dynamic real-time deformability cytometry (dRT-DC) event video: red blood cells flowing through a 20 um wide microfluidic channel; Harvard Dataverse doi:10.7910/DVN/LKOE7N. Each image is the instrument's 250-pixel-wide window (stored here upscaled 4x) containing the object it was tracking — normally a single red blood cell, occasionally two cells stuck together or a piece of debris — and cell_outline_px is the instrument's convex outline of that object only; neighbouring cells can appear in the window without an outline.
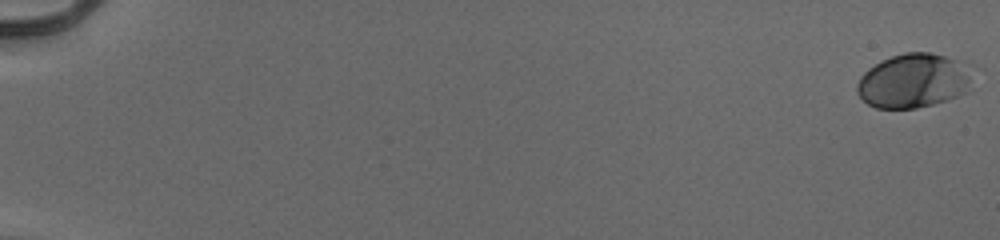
{"species": "human", "species_latin": "Homo sapiens", "temperature_condition": "cold", "stored_images_in_passage": 56, "camera_frame_rate_fps": 3000, "um_per_image_px": 0.085, "donor": {"sex": "male"}, "frame": {"image": 1, "passage_image": 1, "time_ms": 0.0, "image_size_px": [1000, 240], "cell_outline_px": [[968, 80], [964, 92], [948, 100], [916, 108], [876, 108], [868, 104], [856, 92], [856, 84], [860, 76], [868, 68], [880, 60], [904, 52], [928, 52], [944, 56], [956, 60], [968, 76]], "centroid_in_image_um": [77.49, 6.87], "position_along_channel_um": 7.5, "area_um2": 35.55}}
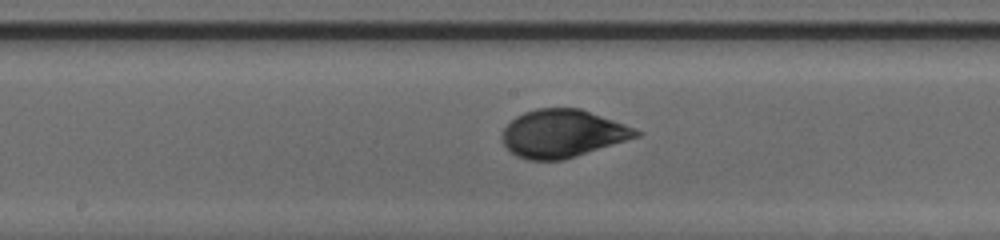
{"frame": {"image": 2, "passage_image": 32, "time_ms": 10.333, "image_size_px": [1000, 240], "cell_outline_px": [[644, 132], [640, 136], [564, 160], [528, 160], [516, 156], [504, 144], [500, 136], [504, 128], [516, 116], [524, 112], [536, 108], [580, 108], [636, 128]], "centroid_in_image_um": [47.83, 11.35], "position_along_channel_um": 200.4, "area_um2": 37.4}}
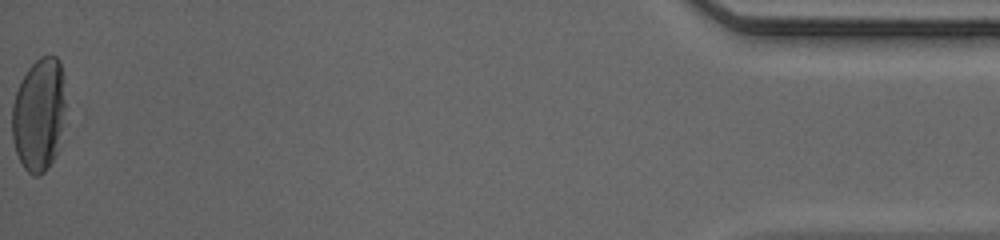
{"frame": {"image": 3, "passage_image": 56, "time_ms": 18.333, "image_size_px": [1000, 240], "cell_outline_px": [[68, 124], [56, 152], [48, 168], [40, 176], [32, 176], [24, 168], [16, 152], [12, 136], [12, 104], [20, 80], [28, 68], [40, 56], [56, 56], [60, 60], [64, 76]], "centroid_in_image_um": [3.37, 9.72], "position_along_channel_um": 431.8, "area_um2": 36.7}, "authors_computed_cell_mechanics": {"area_um2": 35.547, "velocity_mm_per_s": 3.9404, "shape_relaxation_time_tau1_ms": 5.2092, "shape_relaxation_time_tau2_ms": null, "deformation_change_tau1": 0.2003, "deformation_change_tau2": null}}